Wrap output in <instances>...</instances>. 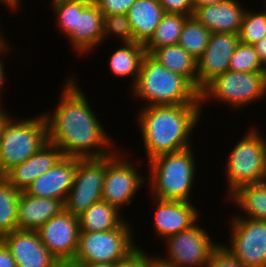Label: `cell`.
Here are the masks:
<instances>
[{
  "instance_id": "obj_1",
  "label": "cell",
  "mask_w": 266,
  "mask_h": 267,
  "mask_svg": "<svg viewBox=\"0 0 266 267\" xmlns=\"http://www.w3.org/2000/svg\"><path fill=\"white\" fill-rule=\"evenodd\" d=\"M63 84L54 111L44 112L48 141L65 157L100 158L113 153L117 148L115 141L106 133L86 93L79 88L78 79L70 74Z\"/></svg>"
},
{
  "instance_id": "obj_2",
  "label": "cell",
  "mask_w": 266,
  "mask_h": 267,
  "mask_svg": "<svg viewBox=\"0 0 266 267\" xmlns=\"http://www.w3.org/2000/svg\"><path fill=\"white\" fill-rule=\"evenodd\" d=\"M141 108V109H140ZM135 113L141 131L146 162L152 158L193 147L194 128L204 107L201 104L155 105L140 107Z\"/></svg>"
},
{
  "instance_id": "obj_3",
  "label": "cell",
  "mask_w": 266,
  "mask_h": 267,
  "mask_svg": "<svg viewBox=\"0 0 266 267\" xmlns=\"http://www.w3.org/2000/svg\"><path fill=\"white\" fill-rule=\"evenodd\" d=\"M129 90L130 96L140 100L139 104L144 102L141 107L201 104L200 92L185 77L168 70L148 53L135 85Z\"/></svg>"
},
{
  "instance_id": "obj_4",
  "label": "cell",
  "mask_w": 266,
  "mask_h": 267,
  "mask_svg": "<svg viewBox=\"0 0 266 267\" xmlns=\"http://www.w3.org/2000/svg\"><path fill=\"white\" fill-rule=\"evenodd\" d=\"M192 148L162 154L148 161L147 190L152 193L151 197L192 202L190 197L198 165Z\"/></svg>"
},
{
  "instance_id": "obj_5",
  "label": "cell",
  "mask_w": 266,
  "mask_h": 267,
  "mask_svg": "<svg viewBox=\"0 0 266 267\" xmlns=\"http://www.w3.org/2000/svg\"><path fill=\"white\" fill-rule=\"evenodd\" d=\"M251 127L227 156V198L240 187L266 182V138L258 126Z\"/></svg>"
},
{
  "instance_id": "obj_6",
  "label": "cell",
  "mask_w": 266,
  "mask_h": 267,
  "mask_svg": "<svg viewBox=\"0 0 266 267\" xmlns=\"http://www.w3.org/2000/svg\"><path fill=\"white\" fill-rule=\"evenodd\" d=\"M47 142L48 126L43 112L22 119L12 115L0 137V176L27 160Z\"/></svg>"
},
{
  "instance_id": "obj_7",
  "label": "cell",
  "mask_w": 266,
  "mask_h": 267,
  "mask_svg": "<svg viewBox=\"0 0 266 267\" xmlns=\"http://www.w3.org/2000/svg\"><path fill=\"white\" fill-rule=\"evenodd\" d=\"M264 72L230 71L209 82L200 92L201 106L207 103L227 105L231 111L266 100ZM212 101V102H211ZM258 101V102H257ZM253 103V104H252Z\"/></svg>"
},
{
  "instance_id": "obj_8",
  "label": "cell",
  "mask_w": 266,
  "mask_h": 267,
  "mask_svg": "<svg viewBox=\"0 0 266 267\" xmlns=\"http://www.w3.org/2000/svg\"><path fill=\"white\" fill-rule=\"evenodd\" d=\"M127 221L110 231H80L78 248L72 263L117 264L125 260L138 248L135 237L132 236L135 234L134 228Z\"/></svg>"
},
{
  "instance_id": "obj_9",
  "label": "cell",
  "mask_w": 266,
  "mask_h": 267,
  "mask_svg": "<svg viewBox=\"0 0 266 267\" xmlns=\"http://www.w3.org/2000/svg\"><path fill=\"white\" fill-rule=\"evenodd\" d=\"M130 154L116 148L113 153L106 156L102 200L122 213L126 206L132 204L136 193H139L138 190L147 185V174H140L141 171L137 169L135 162L128 160Z\"/></svg>"
},
{
  "instance_id": "obj_10",
  "label": "cell",
  "mask_w": 266,
  "mask_h": 267,
  "mask_svg": "<svg viewBox=\"0 0 266 267\" xmlns=\"http://www.w3.org/2000/svg\"><path fill=\"white\" fill-rule=\"evenodd\" d=\"M166 255L162 258L176 267H206L212 252L219 246L207 229L197 222L189 229L169 236L165 240Z\"/></svg>"
},
{
  "instance_id": "obj_11",
  "label": "cell",
  "mask_w": 266,
  "mask_h": 267,
  "mask_svg": "<svg viewBox=\"0 0 266 267\" xmlns=\"http://www.w3.org/2000/svg\"><path fill=\"white\" fill-rule=\"evenodd\" d=\"M229 220L230 244L221 245L244 267H266V220Z\"/></svg>"
},
{
  "instance_id": "obj_12",
  "label": "cell",
  "mask_w": 266,
  "mask_h": 267,
  "mask_svg": "<svg viewBox=\"0 0 266 267\" xmlns=\"http://www.w3.org/2000/svg\"><path fill=\"white\" fill-rule=\"evenodd\" d=\"M105 171L106 156L77 158L74 182L64 202V209L79 217L95 202L102 200Z\"/></svg>"
},
{
  "instance_id": "obj_13",
  "label": "cell",
  "mask_w": 266,
  "mask_h": 267,
  "mask_svg": "<svg viewBox=\"0 0 266 267\" xmlns=\"http://www.w3.org/2000/svg\"><path fill=\"white\" fill-rule=\"evenodd\" d=\"M79 218L65 209L50 218L38 230L40 240L61 265H70L79 240Z\"/></svg>"
},
{
  "instance_id": "obj_14",
  "label": "cell",
  "mask_w": 266,
  "mask_h": 267,
  "mask_svg": "<svg viewBox=\"0 0 266 267\" xmlns=\"http://www.w3.org/2000/svg\"><path fill=\"white\" fill-rule=\"evenodd\" d=\"M239 43L236 33H211L208 45L197 59V90L229 69L230 59Z\"/></svg>"
},
{
  "instance_id": "obj_15",
  "label": "cell",
  "mask_w": 266,
  "mask_h": 267,
  "mask_svg": "<svg viewBox=\"0 0 266 267\" xmlns=\"http://www.w3.org/2000/svg\"><path fill=\"white\" fill-rule=\"evenodd\" d=\"M151 199L155 206L153 229L160 239L187 230L200 221L199 210L189 201Z\"/></svg>"
},
{
  "instance_id": "obj_16",
  "label": "cell",
  "mask_w": 266,
  "mask_h": 267,
  "mask_svg": "<svg viewBox=\"0 0 266 267\" xmlns=\"http://www.w3.org/2000/svg\"><path fill=\"white\" fill-rule=\"evenodd\" d=\"M11 252L16 267H60V262L49 252L37 231L15 230L1 238Z\"/></svg>"
},
{
  "instance_id": "obj_17",
  "label": "cell",
  "mask_w": 266,
  "mask_h": 267,
  "mask_svg": "<svg viewBox=\"0 0 266 267\" xmlns=\"http://www.w3.org/2000/svg\"><path fill=\"white\" fill-rule=\"evenodd\" d=\"M76 167V157L63 156L52 168L37 177L24 192L40 198H57L64 203L73 185Z\"/></svg>"
},
{
  "instance_id": "obj_18",
  "label": "cell",
  "mask_w": 266,
  "mask_h": 267,
  "mask_svg": "<svg viewBox=\"0 0 266 267\" xmlns=\"http://www.w3.org/2000/svg\"><path fill=\"white\" fill-rule=\"evenodd\" d=\"M103 25L104 15L96 4L77 11L76 28L66 37L73 53L90 55L98 46H103Z\"/></svg>"
},
{
  "instance_id": "obj_19",
  "label": "cell",
  "mask_w": 266,
  "mask_h": 267,
  "mask_svg": "<svg viewBox=\"0 0 266 267\" xmlns=\"http://www.w3.org/2000/svg\"><path fill=\"white\" fill-rule=\"evenodd\" d=\"M62 157L61 150L48 141L27 160L13 166L3 177L17 190L25 191L37 177L52 168Z\"/></svg>"
},
{
  "instance_id": "obj_20",
  "label": "cell",
  "mask_w": 266,
  "mask_h": 267,
  "mask_svg": "<svg viewBox=\"0 0 266 267\" xmlns=\"http://www.w3.org/2000/svg\"><path fill=\"white\" fill-rule=\"evenodd\" d=\"M247 7L241 1L226 0L224 2L205 5L194 9L193 17L211 33H236L240 31Z\"/></svg>"
},
{
  "instance_id": "obj_21",
  "label": "cell",
  "mask_w": 266,
  "mask_h": 267,
  "mask_svg": "<svg viewBox=\"0 0 266 267\" xmlns=\"http://www.w3.org/2000/svg\"><path fill=\"white\" fill-rule=\"evenodd\" d=\"M62 210L64 203L60 199L30 196L22 191L18 201V230L37 231Z\"/></svg>"
},
{
  "instance_id": "obj_22",
  "label": "cell",
  "mask_w": 266,
  "mask_h": 267,
  "mask_svg": "<svg viewBox=\"0 0 266 267\" xmlns=\"http://www.w3.org/2000/svg\"><path fill=\"white\" fill-rule=\"evenodd\" d=\"M165 14L158 0H136L128 10L130 22L136 43L145 45Z\"/></svg>"
},
{
  "instance_id": "obj_23",
  "label": "cell",
  "mask_w": 266,
  "mask_h": 267,
  "mask_svg": "<svg viewBox=\"0 0 266 267\" xmlns=\"http://www.w3.org/2000/svg\"><path fill=\"white\" fill-rule=\"evenodd\" d=\"M225 200L240 210L231 218L266 220V182L240 187Z\"/></svg>"
},
{
  "instance_id": "obj_24",
  "label": "cell",
  "mask_w": 266,
  "mask_h": 267,
  "mask_svg": "<svg viewBox=\"0 0 266 267\" xmlns=\"http://www.w3.org/2000/svg\"><path fill=\"white\" fill-rule=\"evenodd\" d=\"M146 54L144 45L140 43L121 44L110 54V59L107 63L109 65L108 68L113 76L123 79L124 77H131L130 88H132L137 81L141 64Z\"/></svg>"
},
{
  "instance_id": "obj_25",
  "label": "cell",
  "mask_w": 266,
  "mask_h": 267,
  "mask_svg": "<svg viewBox=\"0 0 266 267\" xmlns=\"http://www.w3.org/2000/svg\"><path fill=\"white\" fill-rule=\"evenodd\" d=\"M150 55L173 73L185 77L197 89V60L178 44L155 48Z\"/></svg>"
},
{
  "instance_id": "obj_26",
  "label": "cell",
  "mask_w": 266,
  "mask_h": 267,
  "mask_svg": "<svg viewBox=\"0 0 266 267\" xmlns=\"http://www.w3.org/2000/svg\"><path fill=\"white\" fill-rule=\"evenodd\" d=\"M78 218L80 231L88 232L110 231L126 220L122 212L104 200L95 202Z\"/></svg>"
},
{
  "instance_id": "obj_27",
  "label": "cell",
  "mask_w": 266,
  "mask_h": 267,
  "mask_svg": "<svg viewBox=\"0 0 266 267\" xmlns=\"http://www.w3.org/2000/svg\"><path fill=\"white\" fill-rule=\"evenodd\" d=\"M21 191L0 176V237L18 230V201Z\"/></svg>"
},
{
  "instance_id": "obj_28",
  "label": "cell",
  "mask_w": 266,
  "mask_h": 267,
  "mask_svg": "<svg viewBox=\"0 0 266 267\" xmlns=\"http://www.w3.org/2000/svg\"><path fill=\"white\" fill-rule=\"evenodd\" d=\"M188 16L165 13L150 40L144 45L150 54L155 48L178 44L182 27Z\"/></svg>"
},
{
  "instance_id": "obj_29",
  "label": "cell",
  "mask_w": 266,
  "mask_h": 267,
  "mask_svg": "<svg viewBox=\"0 0 266 267\" xmlns=\"http://www.w3.org/2000/svg\"><path fill=\"white\" fill-rule=\"evenodd\" d=\"M210 35L209 29L190 16L182 27L178 45L197 60L207 47Z\"/></svg>"
},
{
  "instance_id": "obj_30",
  "label": "cell",
  "mask_w": 266,
  "mask_h": 267,
  "mask_svg": "<svg viewBox=\"0 0 266 267\" xmlns=\"http://www.w3.org/2000/svg\"><path fill=\"white\" fill-rule=\"evenodd\" d=\"M51 2L56 27L67 37L76 28L77 11H83L89 4L77 0H52Z\"/></svg>"
},
{
  "instance_id": "obj_31",
  "label": "cell",
  "mask_w": 266,
  "mask_h": 267,
  "mask_svg": "<svg viewBox=\"0 0 266 267\" xmlns=\"http://www.w3.org/2000/svg\"><path fill=\"white\" fill-rule=\"evenodd\" d=\"M239 42L254 45L266 36V9L255 11L246 9L240 27Z\"/></svg>"
},
{
  "instance_id": "obj_32",
  "label": "cell",
  "mask_w": 266,
  "mask_h": 267,
  "mask_svg": "<svg viewBox=\"0 0 266 267\" xmlns=\"http://www.w3.org/2000/svg\"><path fill=\"white\" fill-rule=\"evenodd\" d=\"M265 65L261 62L253 45L239 42L230 59V71L264 72Z\"/></svg>"
},
{
  "instance_id": "obj_33",
  "label": "cell",
  "mask_w": 266,
  "mask_h": 267,
  "mask_svg": "<svg viewBox=\"0 0 266 267\" xmlns=\"http://www.w3.org/2000/svg\"><path fill=\"white\" fill-rule=\"evenodd\" d=\"M111 37H118L119 41H121L119 43L121 44L136 42L127 14H113L104 16L103 44L105 40H108V38Z\"/></svg>"
},
{
  "instance_id": "obj_34",
  "label": "cell",
  "mask_w": 266,
  "mask_h": 267,
  "mask_svg": "<svg viewBox=\"0 0 266 267\" xmlns=\"http://www.w3.org/2000/svg\"><path fill=\"white\" fill-rule=\"evenodd\" d=\"M206 267H244L225 247L219 246L212 252Z\"/></svg>"
},
{
  "instance_id": "obj_35",
  "label": "cell",
  "mask_w": 266,
  "mask_h": 267,
  "mask_svg": "<svg viewBox=\"0 0 266 267\" xmlns=\"http://www.w3.org/2000/svg\"><path fill=\"white\" fill-rule=\"evenodd\" d=\"M136 0H97L96 5L104 16L127 14Z\"/></svg>"
},
{
  "instance_id": "obj_36",
  "label": "cell",
  "mask_w": 266,
  "mask_h": 267,
  "mask_svg": "<svg viewBox=\"0 0 266 267\" xmlns=\"http://www.w3.org/2000/svg\"><path fill=\"white\" fill-rule=\"evenodd\" d=\"M165 13H174L193 16L194 6L192 0H158Z\"/></svg>"
},
{
  "instance_id": "obj_37",
  "label": "cell",
  "mask_w": 266,
  "mask_h": 267,
  "mask_svg": "<svg viewBox=\"0 0 266 267\" xmlns=\"http://www.w3.org/2000/svg\"><path fill=\"white\" fill-rule=\"evenodd\" d=\"M8 37L5 36V34L3 33L0 36V99L2 100V92H3V87H4V83H6V71H4L5 69V63H4V59H2V55L6 56L7 54H9L14 48L13 45H10V40L7 39ZM7 53V54H6Z\"/></svg>"
},
{
  "instance_id": "obj_38",
  "label": "cell",
  "mask_w": 266,
  "mask_h": 267,
  "mask_svg": "<svg viewBox=\"0 0 266 267\" xmlns=\"http://www.w3.org/2000/svg\"><path fill=\"white\" fill-rule=\"evenodd\" d=\"M137 249L132 252L125 260L118 262L116 267H144L145 249L137 245ZM144 249V250H143Z\"/></svg>"
},
{
  "instance_id": "obj_39",
  "label": "cell",
  "mask_w": 266,
  "mask_h": 267,
  "mask_svg": "<svg viewBox=\"0 0 266 267\" xmlns=\"http://www.w3.org/2000/svg\"><path fill=\"white\" fill-rule=\"evenodd\" d=\"M145 265L147 267H176L172 262L160 257L149 255L145 250Z\"/></svg>"
},
{
  "instance_id": "obj_40",
  "label": "cell",
  "mask_w": 266,
  "mask_h": 267,
  "mask_svg": "<svg viewBox=\"0 0 266 267\" xmlns=\"http://www.w3.org/2000/svg\"><path fill=\"white\" fill-rule=\"evenodd\" d=\"M0 267H16L15 259L2 241H0Z\"/></svg>"
},
{
  "instance_id": "obj_41",
  "label": "cell",
  "mask_w": 266,
  "mask_h": 267,
  "mask_svg": "<svg viewBox=\"0 0 266 267\" xmlns=\"http://www.w3.org/2000/svg\"><path fill=\"white\" fill-rule=\"evenodd\" d=\"M261 62L266 65V36L253 45Z\"/></svg>"
},
{
  "instance_id": "obj_42",
  "label": "cell",
  "mask_w": 266,
  "mask_h": 267,
  "mask_svg": "<svg viewBox=\"0 0 266 267\" xmlns=\"http://www.w3.org/2000/svg\"><path fill=\"white\" fill-rule=\"evenodd\" d=\"M0 4L5 5L6 9L9 8L10 11H19L21 9L18 8H22L21 4L22 0H0Z\"/></svg>"
},
{
  "instance_id": "obj_43",
  "label": "cell",
  "mask_w": 266,
  "mask_h": 267,
  "mask_svg": "<svg viewBox=\"0 0 266 267\" xmlns=\"http://www.w3.org/2000/svg\"><path fill=\"white\" fill-rule=\"evenodd\" d=\"M73 267H116V264L107 263H71Z\"/></svg>"
},
{
  "instance_id": "obj_44",
  "label": "cell",
  "mask_w": 266,
  "mask_h": 267,
  "mask_svg": "<svg viewBox=\"0 0 266 267\" xmlns=\"http://www.w3.org/2000/svg\"><path fill=\"white\" fill-rule=\"evenodd\" d=\"M226 0H192L194 9L205 5H213L224 2Z\"/></svg>"
},
{
  "instance_id": "obj_45",
  "label": "cell",
  "mask_w": 266,
  "mask_h": 267,
  "mask_svg": "<svg viewBox=\"0 0 266 267\" xmlns=\"http://www.w3.org/2000/svg\"><path fill=\"white\" fill-rule=\"evenodd\" d=\"M11 116H12L11 113L7 112L4 106L0 109V137L5 123Z\"/></svg>"
},
{
  "instance_id": "obj_46",
  "label": "cell",
  "mask_w": 266,
  "mask_h": 267,
  "mask_svg": "<svg viewBox=\"0 0 266 267\" xmlns=\"http://www.w3.org/2000/svg\"><path fill=\"white\" fill-rule=\"evenodd\" d=\"M77 1H81L87 4H96L97 0H77Z\"/></svg>"
},
{
  "instance_id": "obj_47",
  "label": "cell",
  "mask_w": 266,
  "mask_h": 267,
  "mask_svg": "<svg viewBox=\"0 0 266 267\" xmlns=\"http://www.w3.org/2000/svg\"><path fill=\"white\" fill-rule=\"evenodd\" d=\"M264 76H265V83H266V65H265V68H264Z\"/></svg>"
},
{
  "instance_id": "obj_48",
  "label": "cell",
  "mask_w": 266,
  "mask_h": 267,
  "mask_svg": "<svg viewBox=\"0 0 266 267\" xmlns=\"http://www.w3.org/2000/svg\"><path fill=\"white\" fill-rule=\"evenodd\" d=\"M3 107V102L2 100L0 99V109Z\"/></svg>"
},
{
  "instance_id": "obj_49",
  "label": "cell",
  "mask_w": 266,
  "mask_h": 267,
  "mask_svg": "<svg viewBox=\"0 0 266 267\" xmlns=\"http://www.w3.org/2000/svg\"><path fill=\"white\" fill-rule=\"evenodd\" d=\"M60 267H73V266H70V265H61Z\"/></svg>"
}]
</instances>
